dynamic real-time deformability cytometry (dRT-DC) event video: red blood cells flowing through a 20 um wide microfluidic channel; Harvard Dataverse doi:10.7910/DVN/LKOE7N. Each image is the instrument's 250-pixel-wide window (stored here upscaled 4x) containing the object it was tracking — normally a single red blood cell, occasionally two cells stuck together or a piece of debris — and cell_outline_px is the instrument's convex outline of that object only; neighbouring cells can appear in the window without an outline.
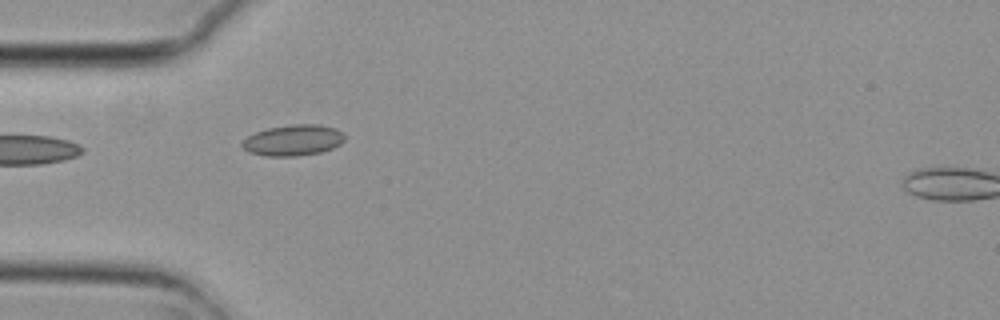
{"species": "common noctule bat (a hibernating species)", "species_latin": "Nyctalus noctula", "temperature_condition": "cold", "stored_images_in_passage": 5, "camera_frame_rate_fps": 3000, "um_per_image_px": 0.085, "animal": {"sex": "female", "body_mass_g": 29.2, "forearm_length_mm": 56.3}, "frame": {"image": 1, "passage_image": 5, "time_ms": 1.333, "image_size_px": [1000, 320], "cell_outline_px": [[344, 140], [340, 144], [332, 148], [320, 152], [296, 156], [264, 156], [248, 152], [240, 144], [248, 136], [256, 132], [268, 128], [292, 124], [320, 124], [336, 128], [344, 132]], "centroid_in_image_um": [24.93, 11.91], "position_along_channel_um": 60.1, "area_um2": 18.55}}